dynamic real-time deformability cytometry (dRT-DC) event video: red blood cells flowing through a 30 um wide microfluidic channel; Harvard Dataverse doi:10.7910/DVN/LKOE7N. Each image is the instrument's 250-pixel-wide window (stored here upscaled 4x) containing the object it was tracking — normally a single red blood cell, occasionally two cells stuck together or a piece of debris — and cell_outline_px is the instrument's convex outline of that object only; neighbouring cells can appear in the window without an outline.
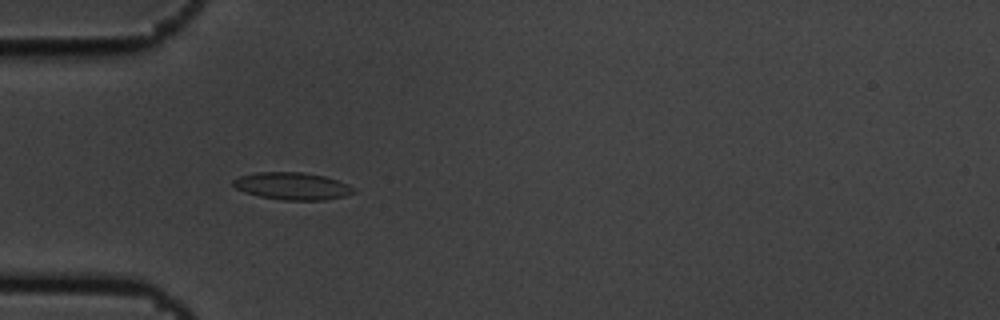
{"species": "common noctule bat (a hibernating species)", "species_latin": "Nyctalus noctula", "temperature_condition": "cold", "stored_images_in_passage": 6, "camera_frame_rate_fps": 3000, "um_per_image_px": 0.085, "animal": {"sex": "male", "body_mass_g": 19.5, "forearm_length_mm": 54.6}, "frame": {"image": 1, "passage_image": 4, "time_ms": 1.0, "image_size_px": [1000, 320], "cell_outline_px": [[356, 192], [344, 196], [324, 200], [284, 200], [260, 196], [244, 192], [236, 188], [232, 184], [232, 180], [240, 176], [256, 172], [304, 172], [324, 176], [348, 184], [356, 188]], "centroid_in_image_um": [24.85, 15.81], "position_along_channel_um": 60.1, "area_um2": 19.19}}
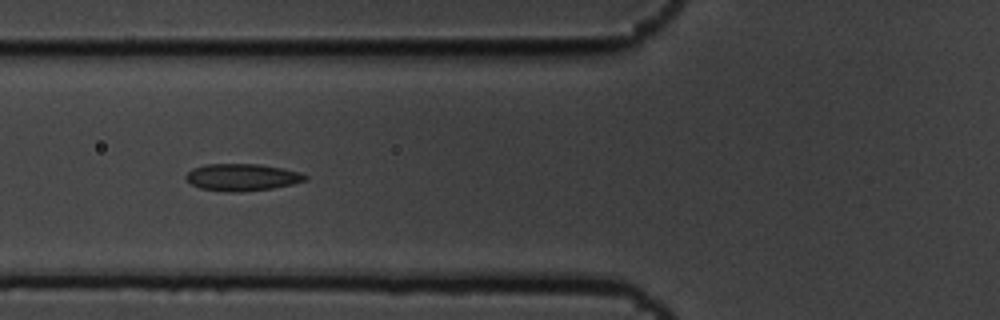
{"frame": {"image": 2, "passage_image": 5, "time_ms": 1.333, "image_size_px": [1000, 320], "cell_outline_px": [[308, 180], [292, 184], [272, 188], [236, 192], [228, 192], [200, 188], [192, 184], [184, 176], [192, 168], [204, 164], [260, 164], [284, 168], [300, 172], [308, 176]], "centroid_in_image_um": [20.59, 15.05], "position_along_channel_um": 105.2, "area_um2": 18.84}}
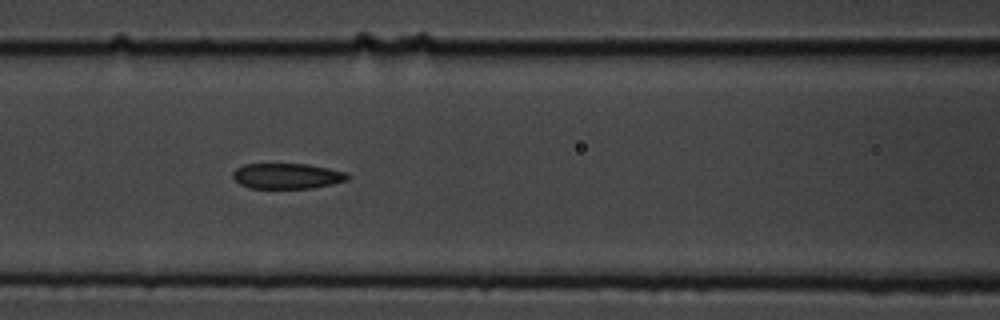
{"frame": {"image": 3, "passage_image": 6, "time_ms": 1.667, "image_size_px": [1000, 320], "cell_outline_px": [[352, 176], [348, 180], [332, 184], [312, 188], [248, 188], [240, 184], [232, 176], [232, 172], [236, 168], [244, 164], [308, 164], [348, 172]], "centroid_in_image_um": [24.43, 14.96], "position_along_channel_um": 142.2, "area_um2": 17.22}}